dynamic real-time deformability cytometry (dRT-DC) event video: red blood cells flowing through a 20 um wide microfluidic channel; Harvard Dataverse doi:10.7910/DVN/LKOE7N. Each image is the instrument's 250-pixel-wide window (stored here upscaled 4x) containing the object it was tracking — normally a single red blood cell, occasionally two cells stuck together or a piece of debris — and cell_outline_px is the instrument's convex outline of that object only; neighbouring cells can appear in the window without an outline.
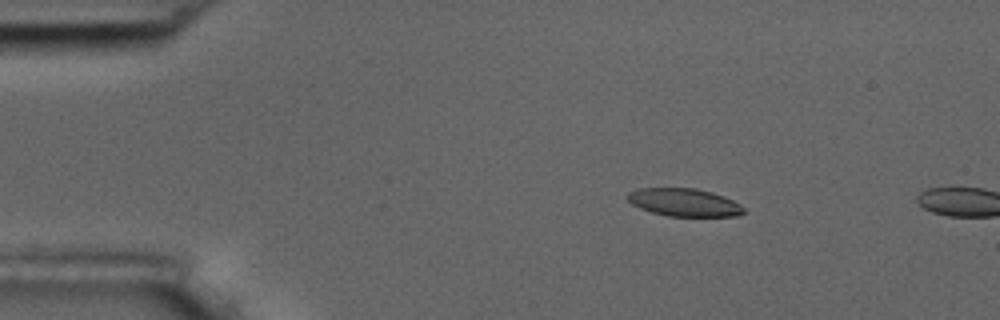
{"species": "common noctule bat (a hibernating species)", "species_latin": "Nyctalus noctula", "temperature_condition": "room temperature", "stored_images_in_passage": 12, "camera_frame_rate_fps": 3000, "um_per_image_px": 0.085, "animal": {"sex": "male", "body_mass_g": 17.5, "forearm_length_mm": 52.3}, "frame": {"image": 1, "passage_image": 10, "time_ms": 3.0, "image_size_px": [1000, 320], "cell_outline_px": [[744, 212], [736, 216], [668, 216], [652, 212], [640, 208], [632, 204], [624, 196], [628, 192], [636, 188], [696, 188], [712, 192], [724, 196], [740, 204], [744, 208]], "centroid_in_image_um": [58.12, 17.19], "position_along_channel_um": 26.9, "area_um2": 18.96}}